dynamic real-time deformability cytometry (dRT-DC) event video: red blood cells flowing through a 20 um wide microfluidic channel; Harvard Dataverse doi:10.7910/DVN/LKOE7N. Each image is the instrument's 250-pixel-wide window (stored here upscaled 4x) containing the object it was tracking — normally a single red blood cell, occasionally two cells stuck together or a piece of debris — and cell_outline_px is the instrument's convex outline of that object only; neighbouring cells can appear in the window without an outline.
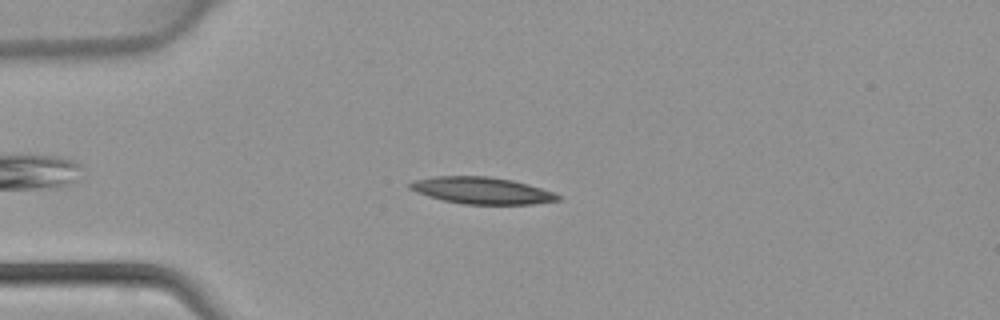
{"species": "common noctule bat (a hibernating species)", "species_latin": "Nyctalus noctula", "temperature_condition": "warm", "stored_images_in_passage": 36, "camera_frame_rate_fps": 3000, "um_per_image_px": 0.085, "animal": {"sex": "female", "body_mass_g": 22.7, "forearm_length_mm": 54.2}, "frame": {"image": 1, "passage_image": 7, "time_ms": 2.0, "image_size_px": [1000, 320], "cell_outline_px": [[560, 200], [532, 204], [464, 204], [444, 200], [428, 196], [416, 192], [408, 188], [408, 184], [412, 180], [436, 176], [488, 176], [512, 180], [528, 184], [552, 192], [560, 196]], "centroid_in_image_um": [40.91, 16.19], "position_along_channel_um": 44.1, "area_um2": 23.0}}
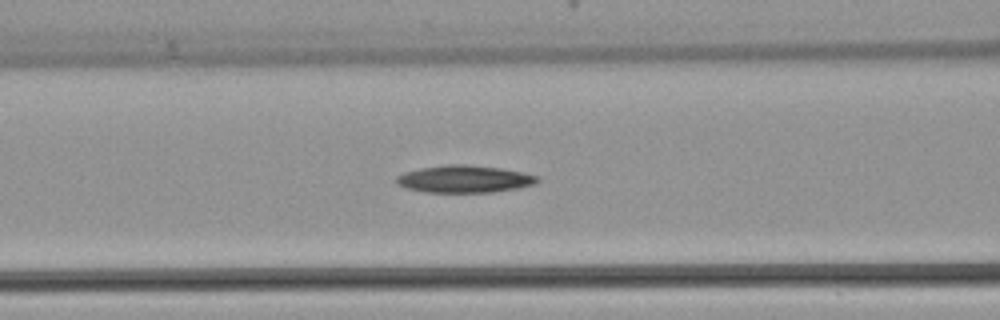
{"frame": {"image": 2, "passage_image": 14, "time_ms": 4.333, "image_size_px": [1000, 320], "cell_outline_px": [[540, 180], [536, 184], [516, 188], [492, 192], [424, 192], [408, 188], [396, 184], [396, 176], [404, 172], [420, 168], [448, 164], [464, 164], [500, 168], [524, 172], [540, 176]], "centroid_in_image_um": [39.49, 15.21], "position_along_channel_um": 127.1, "area_um2": 22.48}}
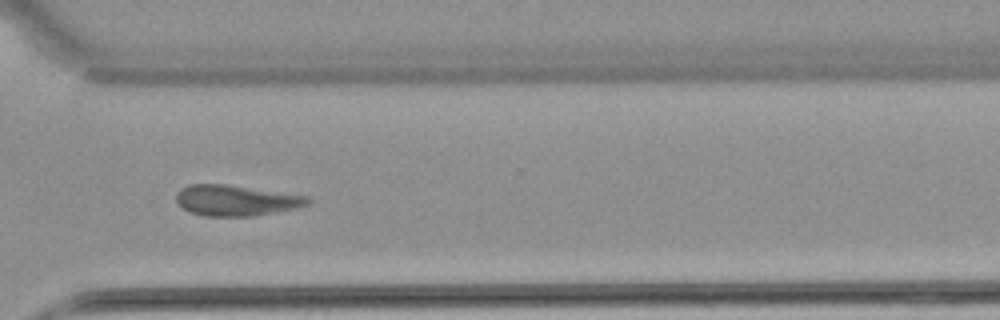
{"frame": {"image": 3, "passage_image": 29, "time_ms": 9.333, "image_size_px": [1000, 320], "cell_outline_px": [[312, 200], [308, 204], [296, 208], [252, 216], [204, 216], [188, 212], [176, 200], [176, 192], [180, 188], [192, 184], [224, 184], [308, 196]], "centroid_in_image_um": [20.03, 17.03], "position_along_channel_um": 350.6, "area_um2": 23.41}}